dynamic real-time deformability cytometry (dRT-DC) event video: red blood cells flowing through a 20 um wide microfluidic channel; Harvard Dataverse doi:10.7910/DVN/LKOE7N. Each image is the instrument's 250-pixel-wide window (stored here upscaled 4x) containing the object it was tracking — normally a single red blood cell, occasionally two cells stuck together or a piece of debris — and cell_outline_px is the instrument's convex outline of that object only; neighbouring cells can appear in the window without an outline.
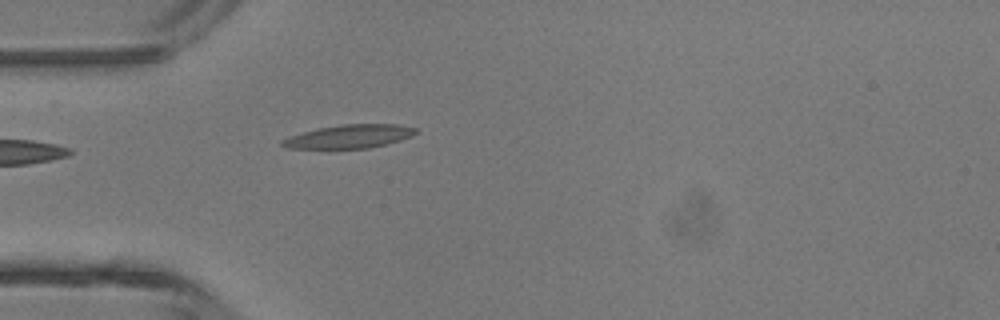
{"species": "common noctule bat (a hibernating species)", "species_latin": "Nyctalus noctula", "temperature_condition": "room temperature", "stored_images_in_passage": 34, "camera_frame_rate_fps": 3000, "um_per_image_px": 0.085, "animal": {"sex": "male", "body_mass_g": 13.3}, "frame": {"image": 1, "passage_image": 1, "time_ms": 0.0, "image_size_px": [1000, 320], "cell_outline_px": [[416, 132], [412, 136], [400, 140], [368, 148], [288, 148], [280, 144], [280, 140], [288, 136], [316, 128], [344, 124], [396, 124], [416, 128]], "centroid_in_image_um": [29.64, 11.59], "position_along_channel_um": 55.4, "area_um2": 18.15}}
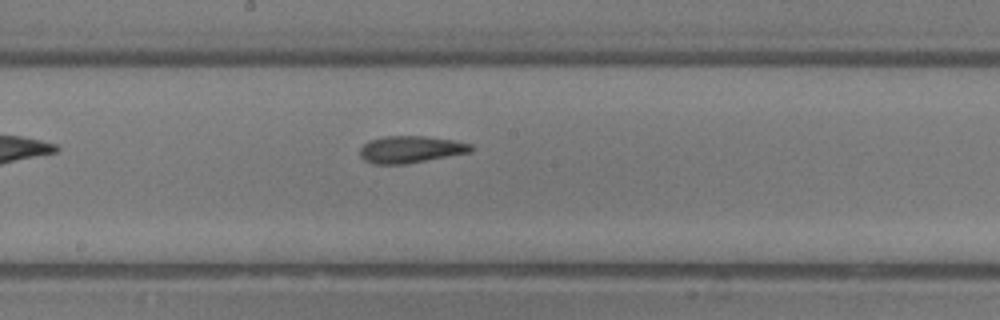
{"frame": {"image": 2, "passage_image": 12, "time_ms": 3.667, "image_size_px": [1000, 320], "cell_outline_px": [[476, 148], [472, 152], [408, 164], [372, 164], [364, 160], [360, 156], [360, 148], [368, 140], [384, 136], [424, 136], [456, 140], [472, 144]], "centroid_in_image_um": [34.94, 12.7], "position_along_channel_um": 213.3, "area_um2": 17.86}}
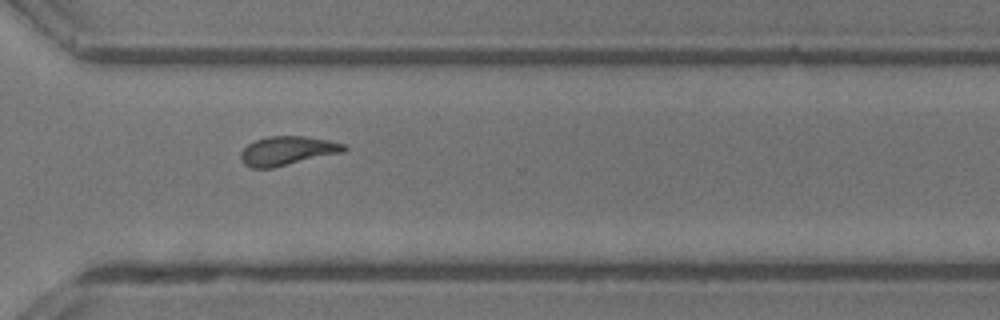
{"frame": {"image": 3, "passage_image": 21, "time_ms": 6.667, "image_size_px": [1000, 320], "cell_outline_px": [[348, 148], [344, 152], [272, 168], [252, 168], [244, 164], [240, 160], [240, 152], [248, 144], [256, 140], [268, 136], [304, 136], [328, 140], [344, 144]], "centroid_in_image_um": [24.41, 12.82], "position_along_channel_um": 346.2, "area_um2": 17.46}, "authors_computed_cell_mechanics": {"area_um2": 17.4267, "velocity_mm_per_s": 4.4477, "shape_relaxation_time_tau1_ms": 6.2015, "shape_relaxation_time_tau2_ms": 2.1452, "deformation_change_tau1": 0.1775, "deformation_change_tau2": 0.1045}}